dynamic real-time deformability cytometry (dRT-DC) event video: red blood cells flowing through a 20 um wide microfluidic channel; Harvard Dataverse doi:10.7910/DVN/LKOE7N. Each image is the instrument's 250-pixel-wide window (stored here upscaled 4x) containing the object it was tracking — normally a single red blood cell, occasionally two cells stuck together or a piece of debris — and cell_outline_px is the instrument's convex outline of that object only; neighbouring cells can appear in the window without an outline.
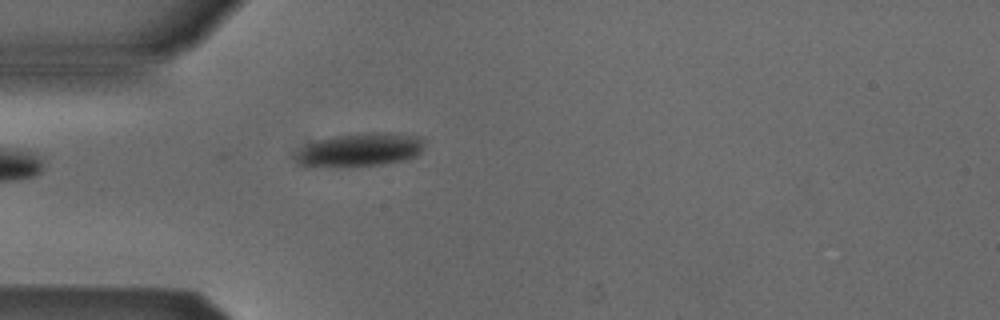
{"species": "Egyptian fruit bat (a non-hibernating species)", "species_latin": "Rousettus aegyptiacus", "temperature_condition": "cold", "stored_images_in_passage": 4, "camera_frame_rate_fps": 3000, "um_per_image_px": 0.085, "animal": {"sex": "male"}, "frame": {"image": 1, "passage_image": 4, "time_ms": 1.0, "image_size_px": [1000, 320], "cell_outline_px": [[424, 140], [420, 152], [416, 156], [404, 160], [380, 164], [336, 168], [308, 168], [300, 164], [296, 160], [296, 156], [308, 144], [316, 140], [336, 136], [372, 132], [392, 132], [416, 136]], "centroid_in_image_um": [30.57, 12.76], "position_along_channel_um": 54.4, "area_um2": 25.2}}